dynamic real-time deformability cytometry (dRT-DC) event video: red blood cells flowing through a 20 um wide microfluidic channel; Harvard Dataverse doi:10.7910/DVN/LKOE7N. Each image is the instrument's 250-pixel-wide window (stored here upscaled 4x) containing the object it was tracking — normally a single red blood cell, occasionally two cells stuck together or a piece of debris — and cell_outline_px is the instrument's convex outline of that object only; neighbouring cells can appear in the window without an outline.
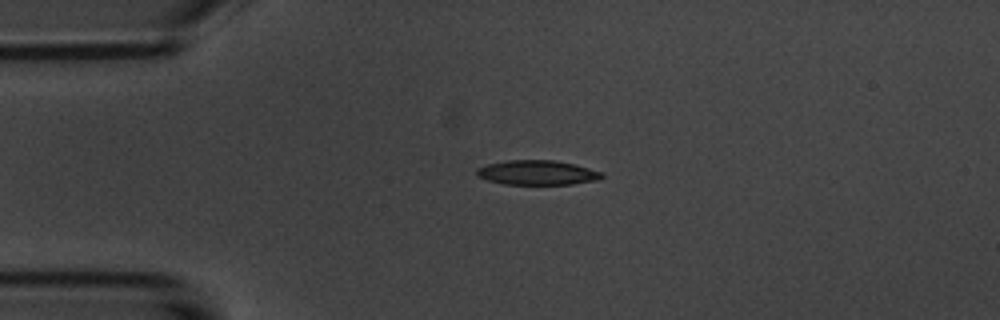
{"species": "common noctule bat (a hibernating species)", "species_latin": "Nyctalus noctula", "temperature_condition": "room temperature", "stored_images_in_passage": 2, "camera_frame_rate_fps": 3000, "um_per_image_px": 0.085, "animal": {"sex": "male", "body_mass_g": 20.1, "forearm_length_mm": 53.5}, "frame": {"image": 1, "passage_image": 1, "time_ms": 0.0, "image_size_px": [1000, 320], "cell_outline_px": [[604, 176], [600, 180], [572, 184], [504, 184], [488, 180], [476, 176], [476, 168], [488, 164], [508, 160], [556, 160], [576, 164], [604, 172]], "centroid_in_image_um": [45.71, 14.67], "position_along_channel_um": 39.3, "area_um2": 18.15}}